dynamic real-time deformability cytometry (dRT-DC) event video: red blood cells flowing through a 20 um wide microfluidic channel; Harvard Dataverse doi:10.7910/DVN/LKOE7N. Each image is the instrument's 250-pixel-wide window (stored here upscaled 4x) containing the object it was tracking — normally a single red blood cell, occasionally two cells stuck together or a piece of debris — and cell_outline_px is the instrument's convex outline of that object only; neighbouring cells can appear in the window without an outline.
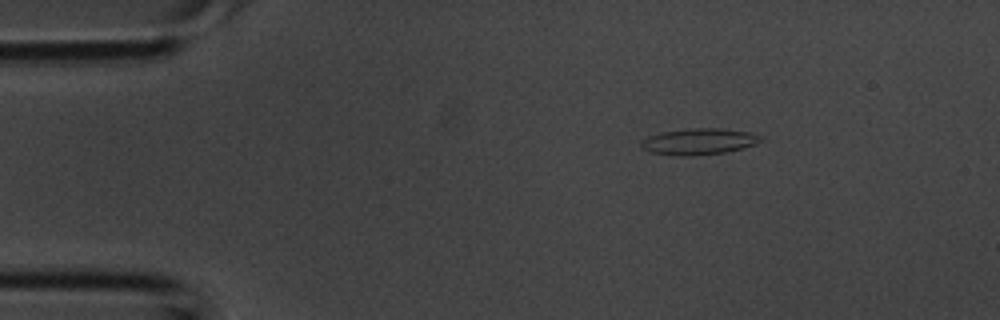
{"species": "common noctule bat (a hibernating species)", "species_latin": "Nyctalus noctula", "temperature_condition": "room temperature", "stored_images_in_passage": 33, "camera_frame_rate_fps": 3000, "um_per_image_px": 0.085, "animal": {"sex": "male", "body_mass_g": 20.1, "forearm_length_mm": 53.5}, "frame": {"image": 1, "passage_image": 1, "time_ms": 0.0, "image_size_px": [1000, 320], "cell_outline_px": [[764, 140], [756, 144], [744, 148], [724, 152], [688, 156], [680, 156], [648, 152], [640, 148], [640, 140], [648, 136], [664, 132], [692, 128], [716, 128], [752, 132], [764, 136]], "centroid_in_image_um": [59.42, 12.03], "position_along_channel_um": 25.6, "area_um2": 18.5}}
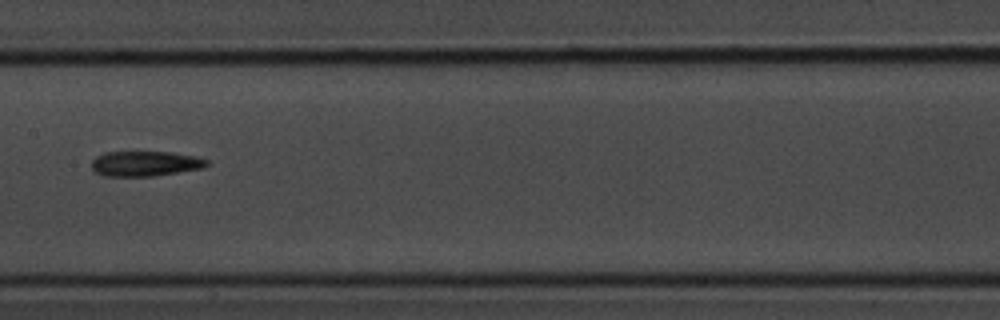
{"frame": {"image": 2, "passage_image": 14, "time_ms": 4.333, "image_size_px": [1000, 320], "cell_outline_px": [[208, 164], [204, 168], [152, 176], [104, 176], [96, 172], [92, 168], [92, 160], [96, 156], [104, 152], [168, 152], [196, 156], [208, 160]], "centroid_in_image_um": [12.33, 13.9], "position_along_channel_um": 195.1, "area_um2": 16.82}}
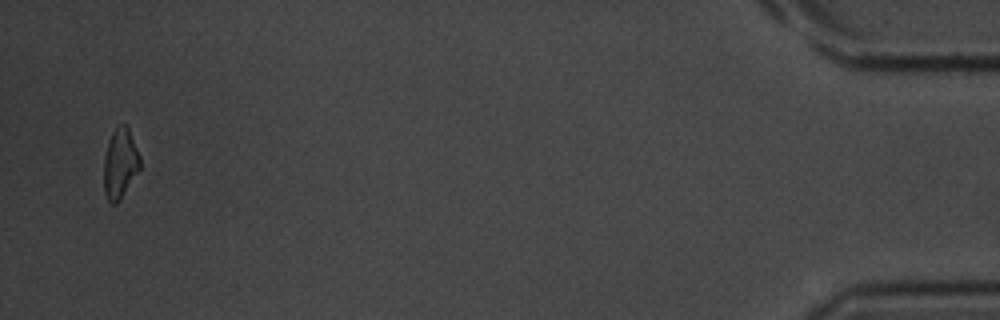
{"frame": {"image": 3, "passage_image": 32, "time_ms": 10.333, "image_size_px": [1000, 320], "cell_outline_px": [[140, 168], [120, 200], [116, 204], [112, 204], [108, 200], [104, 192], [104, 156], [112, 132], [120, 124], [128, 124], [140, 156]], "centroid_in_image_um": [10.22, 13.88], "position_along_channel_um": 425.0, "area_um2": 14.8}}